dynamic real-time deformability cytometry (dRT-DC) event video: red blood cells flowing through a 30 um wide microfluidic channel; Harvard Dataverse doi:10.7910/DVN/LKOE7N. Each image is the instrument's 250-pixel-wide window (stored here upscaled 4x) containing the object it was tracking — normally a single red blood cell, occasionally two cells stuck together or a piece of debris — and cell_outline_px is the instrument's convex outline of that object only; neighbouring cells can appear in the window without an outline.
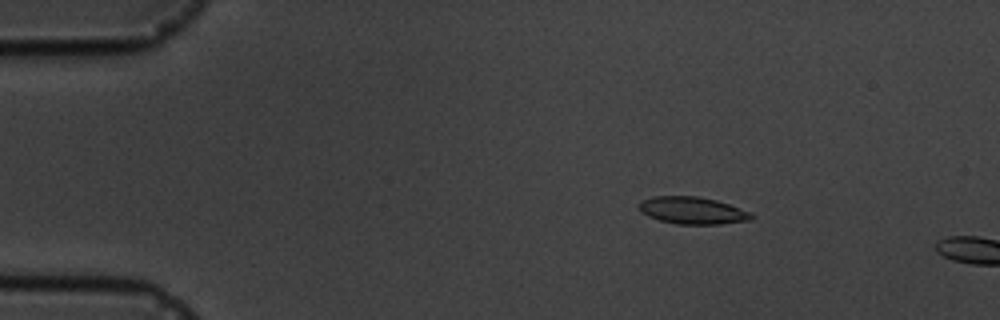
{"species": "common noctule bat (a hibernating species)", "species_latin": "Nyctalus noctula", "temperature_condition": "cold", "stored_images_in_passage": 3, "camera_frame_rate_fps": 3000, "um_per_image_px": 0.085, "animal": {"sex": "male", "body_mass_g": 19.5, "forearm_length_mm": 54.6}, "frame": {"image": 1, "passage_image": 2, "time_ms": 1.333, "image_size_px": [1000, 320], "cell_outline_px": [[756, 216], [752, 220], [720, 224], [676, 224], [660, 220], [648, 216], [640, 212], [636, 204], [640, 200], [652, 196], [696, 196], [716, 200], [752, 212]], "centroid_in_image_um": [58.84, 17.89], "position_along_channel_um": 26.2, "area_um2": 18.09}}